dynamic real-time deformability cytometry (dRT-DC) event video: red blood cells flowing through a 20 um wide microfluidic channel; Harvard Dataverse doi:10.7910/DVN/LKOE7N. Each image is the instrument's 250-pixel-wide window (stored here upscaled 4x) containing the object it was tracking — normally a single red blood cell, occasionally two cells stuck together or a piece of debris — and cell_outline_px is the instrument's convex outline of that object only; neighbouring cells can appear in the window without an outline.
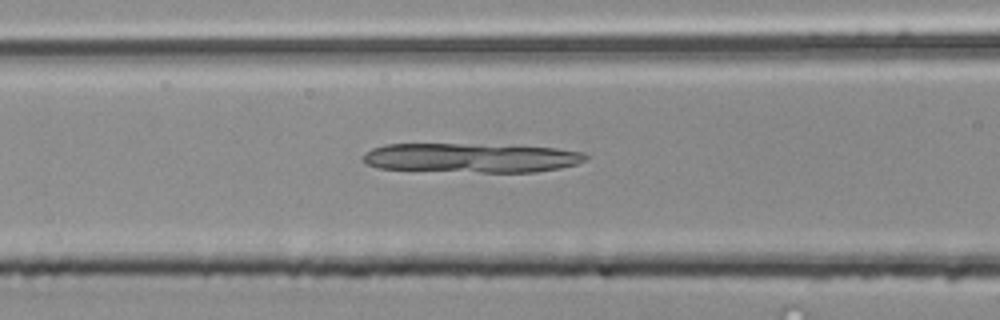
{"species": "common noctule bat (a hibernating species)", "species_latin": "Nyctalus noctula", "temperature_condition": "room temperature", "stored_images_in_passage": 34, "camera_frame_rate_fps": 3000, "um_per_image_px": 0.085, "animal": {"sex": "male", "body_mass_g": 20.4}, "frame": {"image": 1, "passage_image": 7, "time_ms": 2.0, "image_size_px": [1000, 320], "cell_outline_px": [[588, 160], [576, 164], [560, 168], [536, 172], [480, 172], [376, 168], [368, 164], [364, 160], [364, 152], [372, 148], [384, 144], [460, 144], [556, 148], [584, 152], [588, 156]], "centroid_in_image_um": [40.06, 13.42], "position_along_channel_um": 126.5, "area_um2": 37.86}}
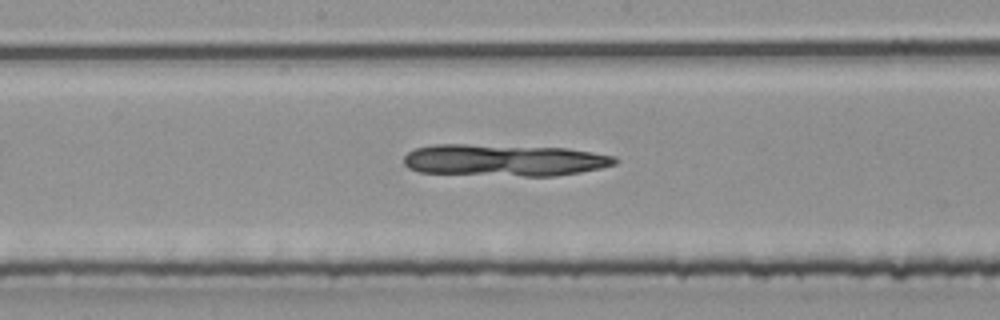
{"frame": {"image": 2, "passage_image": 13, "time_ms": 4.0, "image_size_px": [1000, 320], "cell_outline_px": [[616, 164], [600, 168], [580, 172], [556, 176], [524, 176], [416, 172], [408, 168], [404, 164], [404, 156], [408, 152], [416, 148], [436, 144], [468, 144], [568, 148], [616, 156]], "centroid_in_image_um": [42.84, 13.61], "position_along_channel_um": 205.4, "area_um2": 39.3}}
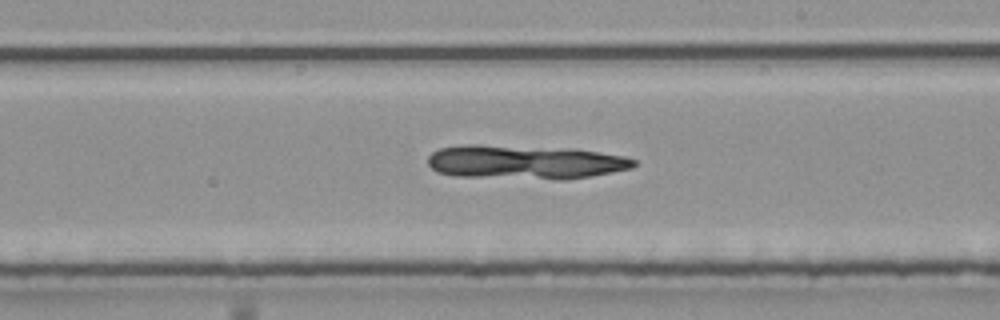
{"frame": {"image": 3, "passage_image": 16, "time_ms": 5.0, "image_size_px": [1000, 320], "cell_outline_px": [[636, 164], [632, 168], [592, 176], [564, 180], [556, 180], [452, 176], [436, 172], [428, 164], [428, 156], [432, 152], [440, 148], [472, 144], [476, 144], [572, 148], [624, 156], [636, 160]], "centroid_in_image_um": [44.61, 13.79], "position_along_channel_um": 244.4, "area_um2": 41.38}}